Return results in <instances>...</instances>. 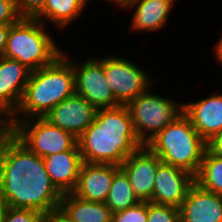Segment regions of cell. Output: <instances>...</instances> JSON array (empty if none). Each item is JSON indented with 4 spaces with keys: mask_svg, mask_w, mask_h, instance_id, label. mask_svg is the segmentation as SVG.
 I'll return each instance as SVG.
<instances>
[{
    "mask_svg": "<svg viewBox=\"0 0 222 222\" xmlns=\"http://www.w3.org/2000/svg\"><path fill=\"white\" fill-rule=\"evenodd\" d=\"M221 37L219 40L214 43V46L212 47L213 49V54H214V60L219 62L218 64L222 65V34L220 35Z\"/></svg>",
    "mask_w": 222,
    "mask_h": 222,
    "instance_id": "obj_33",
    "label": "cell"
},
{
    "mask_svg": "<svg viewBox=\"0 0 222 222\" xmlns=\"http://www.w3.org/2000/svg\"><path fill=\"white\" fill-rule=\"evenodd\" d=\"M96 113L94 106L74 93L53 107L44 118L78 138L94 122Z\"/></svg>",
    "mask_w": 222,
    "mask_h": 222,
    "instance_id": "obj_11",
    "label": "cell"
},
{
    "mask_svg": "<svg viewBox=\"0 0 222 222\" xmlns=\"http://www.w3.org/2000/svg\"><path fill=\"white\" fill-rule=\"evenodd\" d=\"M30 150L8 129L0 131V177H19L29 174Z\"/></svg>",
    "mask_w": 222,
    "mask_h": 222,
    "instance_id": "obj_18",
    "label": "cell"
},
{
    "mask_svg": "<svg viewBox=\"0 0 222 222\" xmlns=\"http://www.w3.org/2000/svg\"><path fill=\"white\" fill-rule=\"evenodd\" d=\"M2 222H45V217L36 210L7 206Z\"/></svg>",
    "mask_w": 222,
    "mask_h": 222,
    "instance_id": "obj_27",
    "label": "cell"
},
{
    "mask_svg": "<svg viewBox=\"0 0 222 222\" xmlns=\"http://www.w3.org/2000/svg\"><path fill=\"white\" fill-rule=\"evenodd\" d=\"M194 183V175L161 161L156 170L152 202L180 208Z\"/></svg>",
    "mask_w": 222,
    "mask_h": 222,
    "instance_id": "obj_9",
    "label": "cell"
},
{
    "mask_svg": "<svg viewBox=\"0 0 222 222\" xmlns=\"http://www.w3.org/2000/svg\"><path fill=\"white\" fill-rule=\"evenodd\" d=\"M90 1L92 0H47L44 10L35 19L46 25L48 21L54 28L63 31L85 14Z\"/></svg>",
    "mask_w": 222,
    "mask_h": 222,
    "instance_id": "obj_20",
    "label": "cell"
},
{
    "mask_svg": "<svg viewBox=\"0 0 222 222\" xmlns=\"http://www.w3.org/2000/svg\"><path fill=\"white\" fill-rule=\"evenodd\" d=\"M9 32H10V25L0 26V58L4 56Z\"/></svg>",
    "mask_w": 222,
    "mask_h": 222,
    "instance_id": "obj_32",
    "label": "cell"
},
{
    "mask_svg": "<svg viewBox=\"0 0 222 222\" xmlns=\"http://www.w3.org/2000/svg\"><path fill=\"white\" fill-rule=\"evenodd\" d=\"M7 205L0 194V222L3 221V217L6 211Z\"/></svg>",
    "mask_w": 222,
    "mask_h": 222,
    "instance_id": "obj_35",
    "label": "cell"
},
{
    "mask_svg": "<svg viewBox=\"0 0 222 222\" xmlns=\"http://www.w3.org/2000/svg\"><path fill=\"white\" fill-rule=\"evenodd\" d=\"M160 162L161 159L144 145L120 165L140 201L152 202L156 170Z\"/></svg>",
    "mask_w": 222,
    "mask_h": 222,
    "instance_id": "obj_12",
    "label": "cell"
},
{
    "mask_svg": "<svg viewBox=\"0 0 222 222\" xmlns=\"http://www.w3.org/2000/svg\"><path fill=\"white\" fill-rule=\"evenodd\" d=\"M48 30V25L37 19L21 18L10 24L4 57L19 61L31 71L50 65L63 49Z\"/></svg>",
    "mask_w": 222,
    "mask_h": 222,
    "instance_id": "obj_4",
    "label": "cell"
},
{
    "mask_svg": "<svg viewBox=\"0 0 222 222\" xmlns=\"http://www.w3.org/2000/svg\"><path fill=\"white\" fill-rule=\"evenodd\" d=\"M112 222H147V202L112 213Z\"/></svg>",
    "mask_w": 222,
    "mask_h": 222,
    "instance_id": "obj_26",
    "label": "cell"
},
{
    "mask_svg": "<svg viewBox=\"0 0 222 222\" xmlns=\"http://www.w3.org/2000/svg\"><path fill=\"white\" fill-rule=\"evenodd\" d=\"M31 70L17 60L0 58V121L4 123L18 108Z\"/></svg>",
    "mask_w": 222,
    "mask_h": 222,
    "instance_id": "obj_10",
    "label": "cell"
},
{
    "mask_svg": "<svg viewBox=\"0 0 222 222\" xmlns=\"http://www.w3.org/2000/svg\"><path fill=\"white\" fill-rule=\"evenodd\" d=\"M46 172L52 183L62 193H70L77 184L83 160L78 144L72 150L43 158Z\"/></svg>",
    "mask_w": 222,
    "mask_h": 222,
    "instance_id": "obj_17",
    "label": "cell"
},
{
    "mask_svg": "<svg viewBox=\"0 0 222 222\" xmlns=\"http://www.w3.org/2000/svg\"><path fill=\"white\" fill-rule=\"evenodd\" d=\"M30 181L26 175L22 180L19 177H0V194L7 206L30 209Z\"/></svg>",
    "mask_w": 222,
    "mask_h": 222,
    "instance_id": "obj_24",
    "label": "cell"
},
{
    "mask_svg": "<svg viewBox=\"0 0 222 222\" xmlns=\"http://www.w3.org/2000/svg\"><path fill=\"white\" fill-rule=\"evenodd\" d=\"M174 5L172 0H131L121 9L134 10L129 29L141 34L165 29L164 26L171 18Z\"/></svg>",
    "mask_w": 222,
    "mask_h": 222,
    "instance_id": "obj_15",
    "label": "cell"
},
{
    "mask_svg": "<svg viewBox=\"0 0 222 222\" xmlns=\"http://www.w3.org/2000/svg\"><path fill=\"white\" fill-rule=\"evenodd\" d=\"M62 53L72 62L75 74V93L84 97L92 106L98 109L120 106L114 93L108 86L104 73V56L89 57L81 62L72 60L66 50ZM79 61V62H78Z\"/></svg>",
    "mask_w": 222,
    "mask_h": 222,
    "instance_id": "obj_8",
    "label": "cell"
},
{
    "mask_svg": "<svg viewBox=\"0 0 222 222\" xmlns=\"http://www.w3.org/2000/svg\"><path fill=\"white\" fill-rule=\"evenodd\" d=\"M179 210L181 222H222V195L207 191L195 182Z\"/></svg>",
    "mask_w": 222,
    "mask_h": 222,
    "instance_id": "obj_14",
    "label": "cell"
},
{
    "mask_svg": "<svg viewBox=\"0 0 222 222\" xmlns=\"http://www.w3.org/2000/svg\"><path fill=\"white\" fill-rule=\"evenodd\" d=\"M47 0H16V8L21 18L35 19L45 7Z\"/></svg>",
    "mask_w": 222,
    "mask_h": 222,
    "instance_id": "obj_28",
    "label": "cell"
},
{
    "mask_svg": "<svg viewBox=\"0 0 222 222\" xmlns=\"http://www.w3.org/2000/svg\"><path fill=\"white\" fill-rule=\"evenodd\" d=\"M58 212L69 222H112L106 203L84 200L72 192L62 195Z\"/></svg>",
    "mask_w": 222,
    "mask_h": 222,
    "instance_id": "obj_19",
    "label": "cell"
},
{
    "mask_svg": "<svg viewBox=\"0 0 222 222\" xmlns=\"http://www.w3.org/2000/svg\"><path fill=\"white\" fill-rule=\"evenodd\" d=\"M147 222H181L179 208L147 202Z\"/></svg>",
    "mask_w": 222,
    "mask_h": 222,
    "instance_id": "obj_25",
    "label": "cell"
},
{
    "mask_svg": "<svg viewBox=\"0 0 222 222\" xmlns=\"http://www.w3.org/2000/svg\"><path fill=\"white\" fill-rule=\"evenodd\" d=\"M120 166L82 163L77 184L72 193L84 200L105 203L114 173Z\"/></svg>",
    "mask_w": 222,
    "mask_h": 222,
    "instance_id": "obj_16",
    "label": "cell"
},
{
    "mask_svg": "<svg viewBox=\"0 0 222 222\" xmlns=\"http://www.w3.org/2000/svg\"><path fill=\"white\" fill-rule=\"evenodd\" d=\"M20 19L16 0H0V26L15 24Z\"/></svg>",
    "mask_w": 222,
    "mask_h": 222,
    "instance_id": "obj_29",
    "label": "cell"
},
{
    "mask_svg": "<svg viewBox=\"0 0 222 222\" xmlns=\"http://www.w3.org/2000/svg\"><path fill=\"white\" fill-rule=\"evenodd\" d=\"M152 88L151 86L126 105L135 133L143 145L183 113V100L176 101L173 97L156 94Z\"/></svg>",
    "mask_w": 222,
    "mask_h": 222,
    "instance_id": "obj_5",
    "label": "cell"
},
{
    "mask_svg": "<svg viewBox=\"0 0 222 222\" xmlns=\"http://www.w3.org/2000/svg\"><path fill=\"white\" fill-rule=\"evenodd\" d=\"M27 177L30 180L38 178H50L46 172V167L43 158L31 151H30V168Z\"/></svg>",
    "mask_w": 222,
    "mask_h": 222,
    "instance_id": "obj_30",
    "label": "cell"
},
{
    "mask_svg": "<svg viewBox=\"0 0 222 222\" xmlns=\"http://www.w3.org/2000/svg\"><path fill=\"white\" fill-rule=\"evenodd\" d=\"M146 146L162 162L188 171L194 176L197 175L207 150V142L184 113L161 130Z\"/></svg>",
    "mask_w": 222,
    "mask_h": 222,
    "instance_id": "obj_3",
    "label": "cell"
},
{
    "mask_svg": "<svg viewBox=\"0 0 222 222\" xmlns=\"http://www.w3.org/2000/svg\"><path fill=\"white\" fill-rule=\"evenodd\" d=\"M3 128L8 129L31 152L44 158L66 150H72L77 138L44 117L25 120H6Z\"/></svg>",
    "mask_w": 222,
    "mask_h": 222,
    "instance_id": "obj_6",
    "label": "cell"
},
{
    "mask_svg": "<svg viewBox=\"0 0 222 222\" xmlns=\"http://www.w3.org/2000/svg\"><path fill=\"white\" fill-rule=\"evenodd\" d=\"M216 93L183 103V113L206 142L222 131V93Z\"/></svg>",
    "mask_w": 222,
    "mask_h": 222,
    "instance_id": "obj_13",
    "label": "cell"
},
{
    "mask_svg": "<svg viewBox=\"0 0 222 222\" xmlns=\"http://www.w3.org/2000/svg\"><path fill=\"white\" fill-rule=\"evenodd\" d=\"M141 201L131 187L130 180L125 171L120 167L112 180L111 188L105 200L112 213L125 210Z\"/></svg>",
    "mask_w": 222,
    "mask_h": 222,
    "instance_id": "obj_22",
    "label": "cell"
},
{
    "mask_svg": "<svg viewBox=\"0 0 222 222\" xmlns=\"http://www.w3.org/2000/svg\"><path fill=\"white\" fill-rule=\"evenodd\" d=\"M195 182L207 191L222 195V156L207 149Z\"/></svg>",
    "mask_w": 222,
    "mask_h": 222,
    "instance_id": "obj_23",
    "label": "cell"
},
{
    "mask_svg": "<svg viewBox=\"0 0 222 222\" xmlns=\"http://www.w3.org/2000/svg\"><path fill=\"white\" fill-rule=\"evenodd\" d=\"M45 222H69L58 211L45 218Z\"/></svg>",
    "mask_w": 222,
    "mask_h": 222,
    "instance_id": "obj_34",
    "label": "cell"
},
{
    "mask_svg": "<svg viewBox=\"0 0 222 222\" xmlns=\"http://www.w3.org/2000/svg\"><path fill=\"white\" fill-rule=\"evenodd\" d=\"M75 93L72 62L63 53L50 65L31 71L16 111L7 120H25L45 115Z\"/></svg>",
    "mask_w": 222,
    "mask_h": 222,
    "instance_id": "obj_2",
    "label": "cell"
},
{
    "mask_svg": "<svg viewBox=\"0 0 222 222\" xmlns=\"http://www.w3.org/2000/svg\"><path fill=\"white\" fill-rule=\"evenodd\" d=\"M102 1H104V0H102ZM106 1H108V3L110 1V3L115 5V7H117V8H122L126 3H128L131 0H106Z\"/></svg>",
    "mask_w": 222,
    "mask_h": 222,
    "instance_id": "obj_36",
    "label": "cell"
},
{
    "mask_svg": "<svg viewBox=\"0 0 222 222\" xmlns=\"http://www.w3.org/2000/svg\"><path fill=\"white\" fill-rule=\"evenodd\" d=\"M207 149L213 154L222 156V131L207 142Z\"/></svg>",
    "mask_w": 222,
    "mask_h": 222,
    "instance_id": "obj_31",
    "label": "cell"
},
{
    "mask_svg": "<svg viewBox=\"0 0 222 222\" xmlns=\"http://www.w3.org/2000/svg\"><path fill=\"white\" fill-rule=\"evenodd\" d=\"M3 129V123L0 121V131Z\"/></svg>",
    "mask_w": 222,
    "mask_h": 222,
    "instance_id": "obj_37",
    "label": "cell"
},
{
    "mask_svg": "<svg viewBox=\"0 0 222 222\" xmlns=\"http://www.w3.org/2000/svg\"><path fill=\"white\" fill-rule=\"evenodd\" d=\"M62 195L50 178L33 179L29 183L30 209L45 218L59 210Z\"/></svg>",
    "mask_w": 222,
    "mask_h": 222,
    "instance_id": "obj_21",
    "label": "cell"
},
{
    "mask_svg": "<svg viewBox=\"0 0 222 222\" xmlns=\"http://www.w3.org/2000/svg\"><path fill=\"white\" fill-rule=\"evenodd\" d=\"M116 55H104V73L116 101L127 105L153 86L154 79L144 67L130 61L132 59Z\"/></svg>",
    "mask_w": 222,
    "mask_h": 222,
    "instance_id": "obj_7",
    "label": "cell"
},
{
    "mask_svg": "<svg viewBox=\"0 0 222 222\" xmlns=\"http://www.w3.org/2000/svg\"><path fill=\"white\" fill-rule=\"evenodd\" d=\"M82 160L120 166L144 145L138 139L126 105L98 109L94 122L77 138Z\"/></svg>",
    "mask_w": 222,
    "mask_h": 222,
    "instance_id": "obj_1",
    "label": "cell"
}]
</instances>
